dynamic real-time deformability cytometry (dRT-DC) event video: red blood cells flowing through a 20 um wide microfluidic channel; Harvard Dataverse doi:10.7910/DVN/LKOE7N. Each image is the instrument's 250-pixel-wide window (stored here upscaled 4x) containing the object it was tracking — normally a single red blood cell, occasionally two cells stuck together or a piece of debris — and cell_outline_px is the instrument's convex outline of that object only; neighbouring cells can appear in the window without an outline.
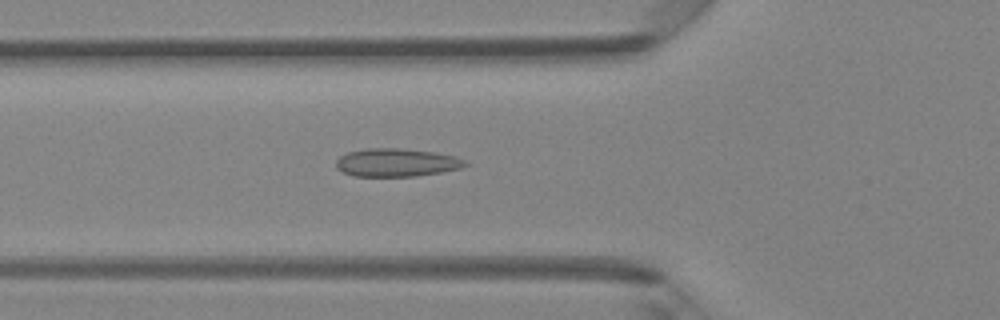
{"species": "Egyptian fruit bat (a non-hibernating species)", "species_latin": "Rousettus aegyptiacus", "temperature_condition": "room temperature", "stored_images_in_passage": 48, "camera_frame_rate_fps": 3000, "um_per_image_px": 0.085, "animal": {"sex": "female"}, "frame": {"image": 1, "passage_image": 17, "time_ms": 5.333, "image_size_px": [1000, 320], "cell_outline_px": [[468, 164], [460, 168], [440, 172], [416, 176], [352, 176], [336, 168], [336, 160], [340, 156], [348, 152], [364, 148], [400, 148], [436, 152], [456, 156], [464, 160]], "centroid_in_image_um": [33.69, 13.81], "position_along_channel_um": 92.1, "area_um2": 21.21}}
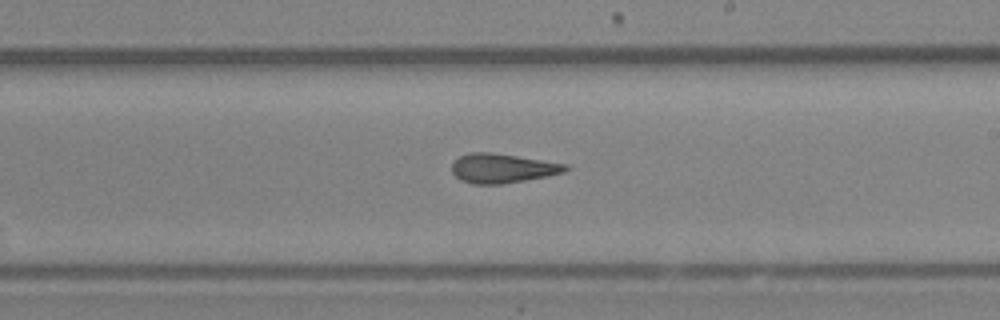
{"frame": {"image": 2, "passage_image": 28, "time_ms": 9.0, "image_size_px": [1000, 320], "cell_outline_px": [[572, 168], [564, 172], [548, 176], [500, 184], [472, 184], [460, 180], [452, 172], [452, 164], [460, 156], [472, 152], [492, 152], [568, 164]], "centroid_in_image_um": [42.73, 14.3], "position_along_channel_um": 246.3, "area_um2": 19.42}}
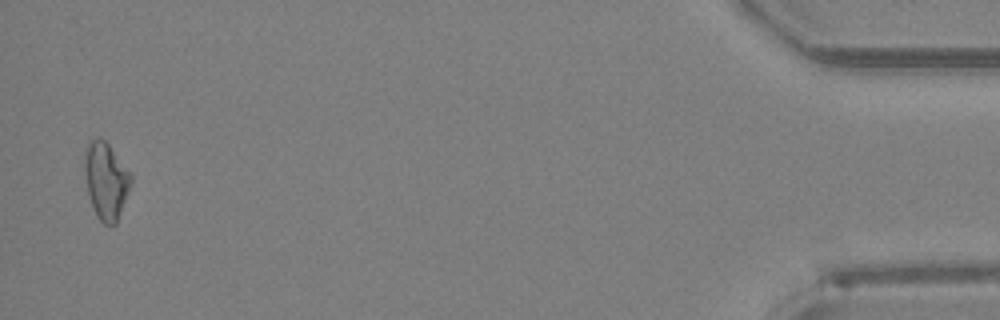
{"frame": {"image": 3, "passage_image": 47, "time_ms": 15.333, "image_size_px": [1000, 320], "cell_outline_px": [[132, 184], [116, 224], [104, 224], [96, 216], [88, 196], [84, 172], [84, 152], [88, 144], [92, 140], [100, 136], [108, 144], [132, 172]], "centroid_in_image_um": [9.02, 15.35], "position_along_channel_um": 426.2, "area_um2": 21.1}, "authors_computed_cell_mechanics": {"area_um2": 19.9988, "velocity_mm_per_s": 4.2317, "shape_relaxation_time_tau1_ms": null, "shape_relaxation_time_tau2_ms": 1.4451, "deformation_change_tau1": null, "deformation_change_tau2": 0.0859}}